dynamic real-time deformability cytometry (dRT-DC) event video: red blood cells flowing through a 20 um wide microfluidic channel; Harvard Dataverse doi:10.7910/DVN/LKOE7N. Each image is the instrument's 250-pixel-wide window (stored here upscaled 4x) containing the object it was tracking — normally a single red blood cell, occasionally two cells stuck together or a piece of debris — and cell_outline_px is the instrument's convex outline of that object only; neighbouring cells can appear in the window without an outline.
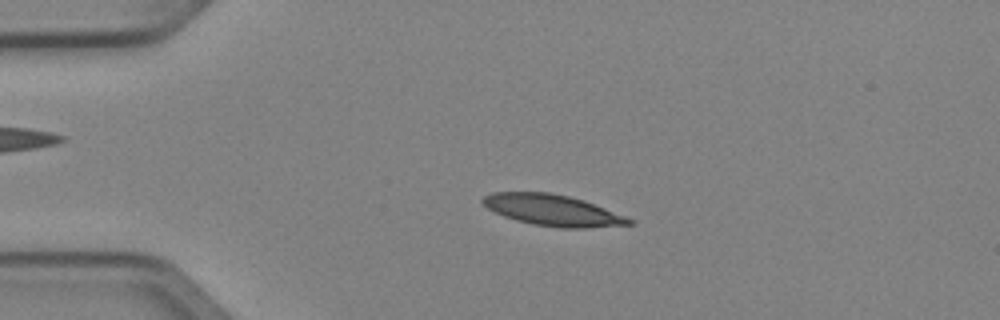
{"species": "Egyptian fruit bat (a non-hibernating species)", "species_latin": "Rousettus aegyptiacus", "temperature_condition": "cold", "stored_images_in_passage": 3, "camera_frame_rate_fps": 3000, "um_per_image_px": 0.085, "animal": {"sex": "female"}, "frame": {"image": 1, "passage_image": 2, "time_ms": 0.333, "image_size_px": [1000, 320], "cell_outline_px": [[636, 224], [588, 228], [560, 228], [532, 224], [516, 220], [504, 216], [488, 208], [480, 200], [484, 196], [492, 192], [548, 192], [568, 196], [584, 200], [636, 220]], "centroid_in_image_um": [47.02, 17.88], "position_along_channel_um": 38.0, "area_um2": 26.65}}